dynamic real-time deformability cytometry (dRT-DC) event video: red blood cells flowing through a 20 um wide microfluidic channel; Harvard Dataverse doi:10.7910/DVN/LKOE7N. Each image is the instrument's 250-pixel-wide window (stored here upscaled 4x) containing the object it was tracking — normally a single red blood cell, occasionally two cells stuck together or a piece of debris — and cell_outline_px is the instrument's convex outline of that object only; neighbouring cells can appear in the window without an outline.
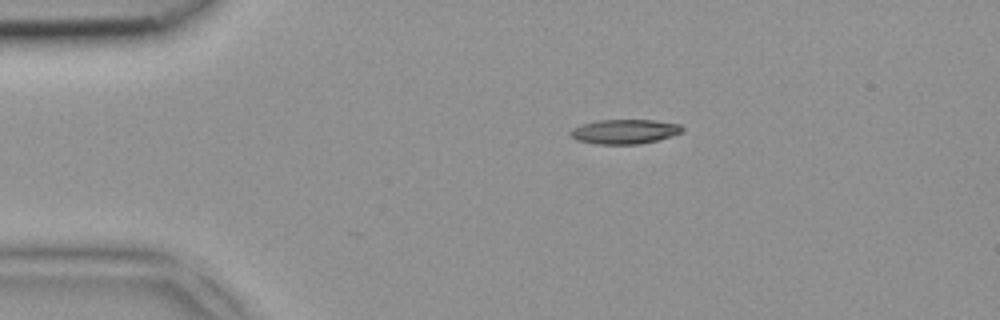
{"species": "common noctule bat (a hibernating species)", "species_latin": "Nyctalus noctula", "temperature_condition": "room temperature", "stored_images_in_passage": 3, "camera_frame_rate_fps": 3000, "um_per_image_px": 0.085, "animal": {"sex": "female", "body_mass_g": 18.4}, "frame": {"image": 1, "passage_image": 1, "time_ms": 0.0, "image_size_px": [1000, 320], "cell_outline_px": [[684, 132], [672, 136], [640, 144], [596, 144], [576, 140], [568, 132], [572, 128], [580, 124], [596, 120], [656, 120], [680, 124], [684, 128]], "centroid_in_image_um": [53.09, 11.18], "position_along_channel_um": 31.9, "area_um2": 16.18}}
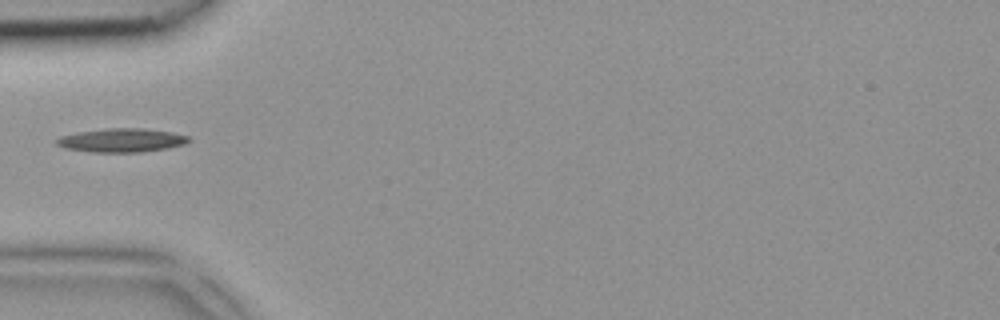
{"frame": {"image": 2, "passage_image": 3, "time_ms": 0.667, "image_size_px": [1000, 320], "cell_outline_px": [[192, 140], [184, 144], [168, 148], [140, 152], [92, 152], [64, 148], [56, 144], [56, 140], [60, 136], [76, 132], [108, 128], [144, 128], [172, 132], [188, 136]], "centroid_in_image_um": [10.34, 11.92], "position_along_channel_um": 74.7, "area_um2": 18.32}}